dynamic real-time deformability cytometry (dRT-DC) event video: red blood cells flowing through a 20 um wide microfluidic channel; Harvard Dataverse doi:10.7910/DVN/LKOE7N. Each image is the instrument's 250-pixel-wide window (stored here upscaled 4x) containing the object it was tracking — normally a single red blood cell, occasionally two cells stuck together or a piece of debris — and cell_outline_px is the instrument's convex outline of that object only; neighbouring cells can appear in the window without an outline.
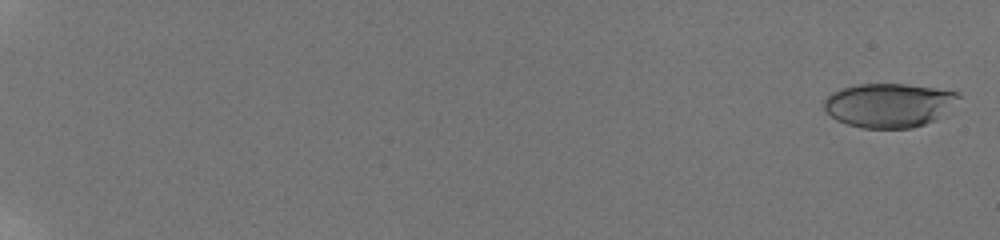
{"species": "human", "species_latin": "Homo sapiens", "temperature_condition": "room temperature", "stored_images_in_passage": 59, "camera_frame_rate_fps": 3000, "um_per_image_px": 0.085, "donor": {"sex": "male"}, "frame": {"image": 1, "passage_image": 2, "time_ms": 0.333, "image_size_px": [1000, 240], "cell_outline_px": [[964, 96], [952, 112], [936, 120], [912, 128], [860, 128], [836, 120], [824, 112], [824, 100], [832, 92], [840, 88], [856, 84], [908, 84], [956, 92]], "centroid_in_image_um": [75.63, 8.95], "position_along_channel_um": 9.4, "area_um2": 35.37}}
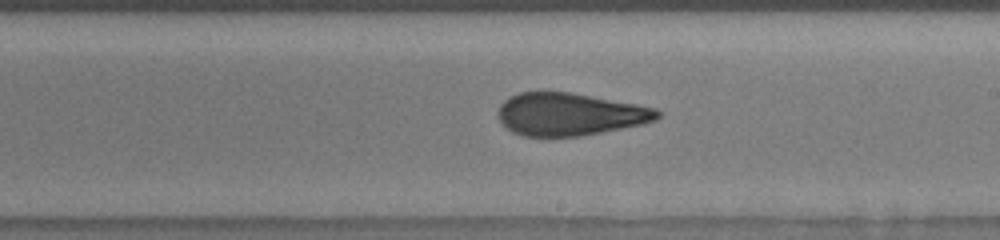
{"frame": {"image": 2, "passage_image": 39, "time_ms": 12.667, "image_size_px": [1000, 240], "cell_outline_px": [[660, 116], [656, 120], [644, 124], [580, 136], [524, 136], [512, 132], [500, 120], [496, 112], [500, 104], [508, 96], [520, 92], [572, 92], [636, 104], [656, 108], [660, 112]], "centroid_in_image_um": [48.42, 9.7], "position_along_channel_um": 240.6, "area_um2": 39.59}}
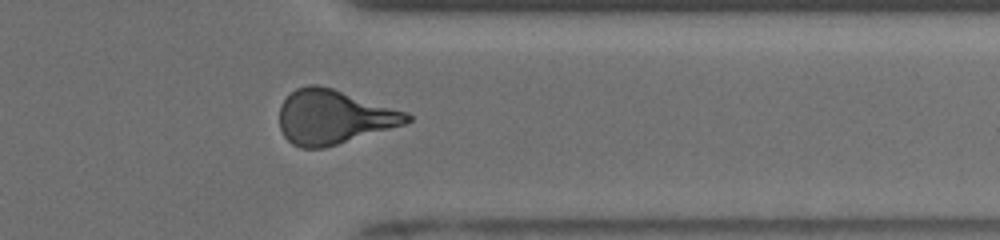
{"frame": {"image": 3, "passage_image": 50, "time_ms": 16.333, "image_size_px": [1000, 240], "cell_outline_px": [[412, 120], [404, 124], [324, 148], [300, 148], [292, 144], [284, 136], [280, 128], [280, 104], [296, 88], [308, 84], [316, 84], [332, 88], [408, 112], [412, 116]], "centroid_in_image_um": [28.35, 9.94], "position_along_channel_um": 383.1, "area_um2": 40.11}, "authors_computed_cell_mechanics": {"area_um2": 39.1306, "velocity_mm_per_s": 3.8967, "shape_relaxation_time_tau1_ms": 10.2285, "shape_relaxation_time_tau2_ms": 1.3048, "deformation_change_tau1": 0.2896, "deformation_change_tau2": 0.0927}}